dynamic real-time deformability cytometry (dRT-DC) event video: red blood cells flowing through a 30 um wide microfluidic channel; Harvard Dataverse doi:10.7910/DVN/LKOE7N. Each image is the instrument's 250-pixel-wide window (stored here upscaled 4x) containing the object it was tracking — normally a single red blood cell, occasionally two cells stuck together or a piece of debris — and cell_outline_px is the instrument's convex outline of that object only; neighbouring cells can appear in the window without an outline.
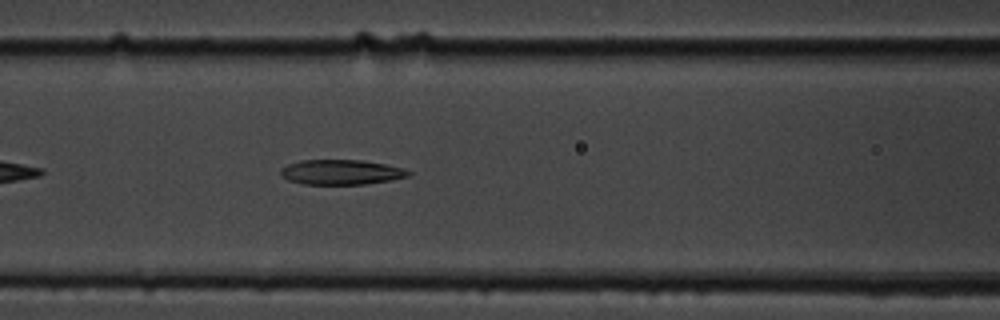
{"species": "common noctule bat (a hibernating species)", "species_latin": "Nyctalus noctula", "temperature_condition": "cold", "stored_images_in_passage": 36, "camera_frame_rate_fps": 3000, "um_per_image_px": 0.085, "animal": {"sex": "male", "body_mass_g": 19.5, "forearm_length_mm": 54.6}, "frame": {"image": 1, "passage_image": 10, "time_ms": 3.0, "image_size_px": [1000, 320], "cell_outline_px": [[412, 172], [408, 176], [392, 180], [364, 184], [304, 184], [288, 180], [280, 176], [280, 168], [288, 164], [300, 160], [360, 160], [384, 164], [404, 168]], "centroid_in_image_um": [28.97, 14.63], "position_along_channel_um": 137.6, "area_um2": 18.61}}
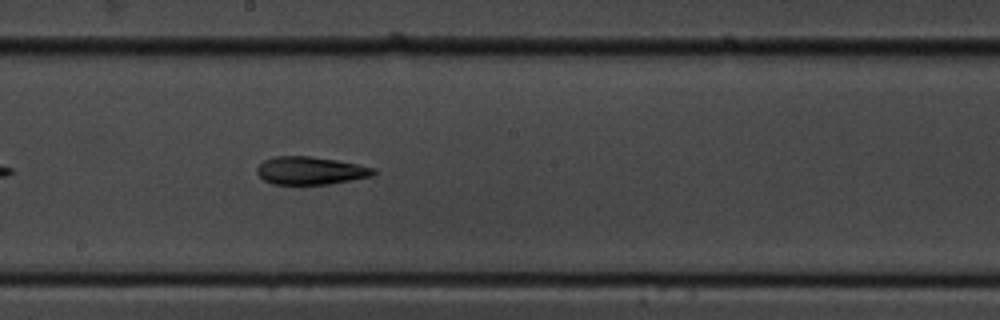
{"frame": {"image": 2, "passage_image": 17, "time_ms": 5.333, "image_size_px": [1000, 320], "cell_outline_px": [[376, 172], [372, 176], [328, 184], [272, 184], [264, 180], [256, 172], [256, 168], [264, 160], [272, 156], [312, 156], [336, 160], [376, 168]], "centroid_in_image_um": [26.37, 14.49], "position_along_channel_um": 221.8, "area_um2": 18.9}}
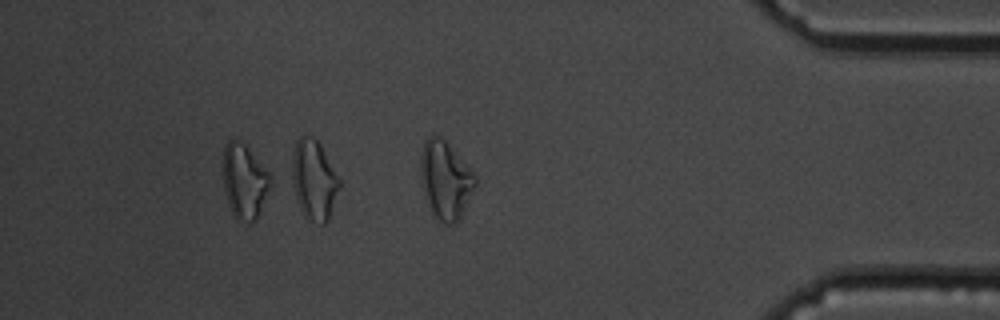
{"frame": {"image": 3, "passage_image": 34, "time_ms": 11.0, "image_size_px": [1000, 320], "cell_outline_px": [[276, 176], [260, 212], [256, 220], [236, 220], [228, 204], [224, 188], [224, 144], [228, 140], [236, 140], [244, 144]], "centroid_in_image_um": [20.85, 15.39], "position_along_channel_um": 414.3, "area_um2": 20.98}, "authors_computed_cell_mechanics": {"area_um2": 19.1896, "velocity_mm_per_s": 3.6073, "shape_relaxation_time_tau1_ms": null, "shape_relaxation_time_tau2_ms": 10.3478, "deformation_change_tau1": null, "deformation_change_tau2": 0.2418}}